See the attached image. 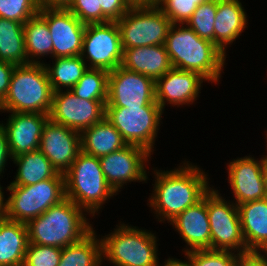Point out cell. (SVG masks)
Returning <instances> with one entry per match:
<instances>
[{
  "label": "cell",
  "instance_id": "6da1fadb",
  "mask_svg": "<svg viewBox=\"0 0 267 266\" xmlns=\"http://www.w3.org/2000/svg\"><path fill=\"white\" fill-rule=\"evenodd\" d=\"M150 170H153L154 184L147 205L160 224H169L177 215L200 201L213 186L205 169L186 158L174 169L165 171L153 167Z\"/></svg>",
  "mask_w": 267,
  "mask_h": 266
},
{
  "label": "cell",
  "instance_id": "7a4b0ae2",
  "mask_svg": "<svg viewBox=\"0 0 267 266\" xmlns=\"http://www.w3.org/2000/svg\"><path fill=\"white\" fill-rule=\"evenodd\" d=\"M173 68L199 73L211 85L219 84L227 55L214 43L200 38L186 24H172L165 41Z\"/></svg>",
  "mask_w": 267,
  "mask_h": 266
},
{
  "label": "cell",
  "instance_id": "3957f363",
  "mask_svg": "<svg viewBox=\"0 0 267 266\" xmlns=\"http://www.w3.org/2000/svg\"><path fill=\"white\" fill-rule=\"evenodd\" d=\"M89 217L93 219L84 209L65 198L26 223L29 243L58 248L77 243L95 229Z\"/></svg>",
  "mask_w": 267,
  "mask_h": 266
},
{
  "label": "cell",
  "instance_id": "277c9868",
  "mask_svg": "<svg viewBox=\"0 0 267 266\" xmlns=\"http://www.w3.org/2000/svg\"><path fill=\"white\" fill-rule=\"evenodd\" d=\"M118 223L112 232L99 235L103 265L107 262L113 266H161L156 231L121 220Z\"/></svg>",
  "mask_w": 267,
  "mask_h": 266
},
{
  "label": "cell",
  "instance_id": "5b68a950",
  "mask_svg": "<svg viewBox=\"0 0 267 266\" xmlns=\"http://www.w3.org/2000/svg\"><path fill=\"white\" fill-rule=\"evenodd\" d=\"M66 198L84 209L92 218L117 194L107 184L99 158L83 153L64 173Z\"/></svg>",
  "mask_w": 267,
  "mask_h": 266
},
{
  "label": "cell",
  "instance_id": "8992f818",
  "mask_svg": "<svg viewBox=\"0 0 267 266\" xmlns=\"http://www.w3.org/2000/svg\"><path fill=\"white\" fill-rule=\"evenodd\" d=\"M53 93L44 64L16 65L6 97L0 104V112L49 115Z\"/></svg>",
  "mask_w": 267,
  "mask_h": 266
},
{
  "label": "cell",
  "instance_id": "52a82bcc",
  "mask_svg": "<svg viewBox=\"0 0 267 266\" xmlns=\"http://www.w3.org/2000/svg\"><path fill=\"white\" fill-rule=\"evenodd\" d=\"M6 218L27 223L66 198L64 174L33 185H7Z\"/></svg>",
  "mask_w": 267,
  "mask_h": 266
},
{
  "label": "cell",
  "instance_id": "ba28073f",
  "mask_svg": "<svg viewBox=\"0 0 267 266\" xmlns=\"http://www.w3.org/2000/svg\"><path fill=\"white\" fill-rule=\"evenodd\" d=\"M163 114L160 107H106L105 118L127 144L143 147L153 155Z\"/></svg>",
  "mask_w": 267,
  "mask_h": 266
},
{
  "label": "cell",
  "instance_id": "9c48e42d",
  "mask_svg": "<svg viewBox=\"0 0 267 266\" xmlns=\"http://www.w3.org/2000/svg\"><path fill=\"white\" fill-rule=\"evenodd\" d=\"M206 193V208L211 231V250H228L236 253L247 252L242 234L238 206L226 199L218 187Z\"/></svg>",
  "mask_w": 267,
  "mask_h": 266
},
{
  "label": "cell",
  "instance_id": "30bf717a",
  "mask_svg": "<svg viewBox=\"0 0 267 266\" xmlns=\"http://www.w3.org/2000/svg\"><path fill=\"white\" fill-rule=\"evenodd\" d=\"M117 22L123 49L165 44L172 25L155 5L131 7Z\"/></svg>",
  "mask_w": 267,
  "mask_h": 266
},
{
  "label": "cell",
  "instance_id": "8fae6325",
  "mask_svg": "<svg viewBox=\"0 0 267 266\" xmlns=\"http://www.w3.org/2000/svg\"><path fill=\"white\" fill-rule=\"evenodd\" d=\"M151 155L143 147L127 144L120 150L100 157L107 184L119 195L128 183H147L150 180L148 170L151 168Z\"/></svg>",
  "mask_w": 267,
  "mask_h": 266
},
{
  "label": "cell",
  "instance_id": "7c38bea8",
  "mask_svg": "<svg viewBox=\"0 0 267 266\" xmlns=\"http://www.w3.org/2000/svg\"><path fill=\"white\" fill-rule=\"evenodd\" d=\"M80 56L88 68L111 72L120 66L123 48L117 22L86 24Z\"/></svg>",
  "mask_w": 267,
  "mask_h": 266
},
{
  "label": "cell",
  "instance_id": "4fadbf2b",
  "mask_svg": "<svg viewBox=\"0 0 267 266\" xmlns=\"http://www.w3.org/2000/svg\"><path fill=\"white\" fill-rule=\"evenodd\" d=\"M106 107H160L155 81L118 66L108 75Z\"/></svg>",
  "mask_w": 267,
  "mask_h": 266
},
{
  "label": "cell",
  "instance_id": "5bb4252c",
  "mask_svg": "<svg viewBox=\"0 0 267 266\" xmlns=\"http://www.w3.org/2000/svg\"><path fill=\"white\" fill-rule=\"evenodd\" d=\"M106 114V101L86 100L71 90L53 93L49 119L57 124L82 132L102 121Z\"/></svg>",
  "mask_w": 267,
  "mask_h": 266
},
{
  "label": "cell",
  "instance_id": "9a60e30c",
  "mask_svg": "<svg viewBox=\"0 0 267 266\" xmlns=\"http://www.w3.org/2000/svg\"><path fill=\"white\" fill-rule=\"evenodd\" d=\"M236 158L225 164L228 173L226 180L234 198L232 201L239 205L267 198L263 178L264 157L256 159L249 154Z\"/></svg>",
  "mask_w": 267,
  "mask_h": 266
},
{
  "label": "cell",
  "instance_id": "2e32d148",
  "mask_svg": "<svg viewBox=\"0 0 267 266\" xmlns=\"http://www.w3.org/2000/svg\"><path fill=\"white\" fill-rule=\"evenodd\" d=\"M52 36L53 58L81 55L86 24L67 8H40Z\"/></svg>",
  "mask_w": 267,
  "mask_h": 266
},
{
  "label": "cell",
  "instance_id": "e0dca14e",
  "mask_svg": "<svg viewBox=\"0 0 267 266\" xmlns=\"http://www.w3.org/2000/svg\"><path fill=\"white\" fill-rule=\"evenodd\" d=\"M208 81L199 73L171 68L156 82V102L162 111L166 106L183 107L193 105L199 99L203 83Z\"/></svg>",
  "mask_w": 267,
  "mask_h": 266
},
{
  "label": "cell",
  "instance_id": "ac0fdd59",
  "mask_svg": "<svg viewBox=\"0 0 267 266\" xmlns=\"http://www.w3.org/2000/svg\"><path fill=\"white\" fill-rule=\"evenodd\" d=\"M39 150L58 173L64 174L81 152V134L49 119L43 128Z\"/></svg>",
  "mask_w": 267,
  "mask_h": 266
},
{
  "label": "cell",
  "instance_id": "d6986e66",
  "mask_svg": "<svg viewBox=\"0 0 267 266\" xmlns=\"http://www.w3.org/2000/svg\"><path fill=\"white\" fill-rule=\"evenodd\" d=\"M8 114L6 123L2 120L0 126L5 131L11 157L39 150L40 138L49 115L19 112Z\"/></svg>",
  "mask_w": 267,
  "mask_h": 266
},
{
  "label": "cell",
  "instance_id": "ffe728a7",
  "mask_svg": "<svg viewBox=\"0 0 267 266\" xmlns=\"http://www.w3.org/2000/svg\"><path fill=\"white\" fill-rule=\"evenodd\" d=\"M185 242L182 254L194 250L211 249V231L206 208V194L169 222Z\"/></svg>",
  "mask_w": 267,
  "mask_h": 266
},
{
  "label": "cell",
  "instance_id": "44dd1931",
  "mask_svg": "<svg viewBox=\"0 0 267 266\" xmlns=\"http://www.w3.org/2000/svg\"><path fill=\"white\" fill-rule=\"evenodd\" d=\"M241 0H217L214 44L227 56V49L248 29V15Z\"/></svg>",
  "mask_w": 267,
  "mask_h": 266
},
{
  "label": "cell",
  "instance_id": "7402d4cb",
  "mask_svg": "<svg viewBox=\"0 0 267 266\" xmlns=\"http://www.w3.org/2000/svg\"><path fill=\"white\" fill-rule=\"evenodd\" d=\"M120 66L146 75L155 82L172 68L164 44L123 49V58Z\"/></svg>",
  "mask_w": 267,
  "mask_h": 266
},
{
  "label": "cell",
  "instance_id": "603a6c76",
  "mask_svg": "<svg viewBox=\"0 0 267 266\" xmlns=\"http://www.w3.org/2000/svg\"><path fill=\"white\" fill-rule=\"evenodd\" d=\"M237 206L248 251L263 250L267 246V198Z\"/></svg>",
  "mask_w": 267,
  "mask_h": 266
},
{
  "label": "cell",
  "instance_id": "cb8c5ba5",
  "mask_svg": "<svg viewBox=\"0 0 267 266\" xmlns=\"http://www.w3.org/2000/svg\"><path fill=\"white\" fill-rule=\"evenodd\" d=\"M28 244L26 223L0 220V266H23Z\"/></svg>",
  "mask_w": 267,
  "mask_h": 266
},
{
  "label": "cell",
  "instance_id": "d4e9b609",
  "mask_svg": "<svg viewBox=\"0 0 267 266\" xmlns=\"http://www.w3.org/2000/svg\"><path fill=\"white\" fill-rule=\"evenodd\" d=\"M80 134L81 151L97 158L127 145L118 130L106 118L84 129Z\"/></svg>",
  "mask_w": 267,
  "mask_h": 266
},
{
  "label": "cell",
  "instance_id": "484cf974",
  "mask_svg": "<svg viewBox=\"0 0 267 266\" xmlns=\"http://www.w3.org/2000/svg\"><path fill=\"white\" fill-rule=\"evenodd\" d=\"M67 9L82 23L118 21L129 9L125 0H72Z\"/></svg>",
  "mask_w": 267,
  "mask_h": 266
},
{
  "label": "cell",
  "instance_id": "4316f807",
  "mask_svg": "<svg viewBox=\"0 0 267 266\" xmlns=\"http://www.w3.org/2000/svg\"><path fill=\"white\" fill-rule=\"evenodd\" d=\"M12 161L15 167L17 166L16 175L7 185H33L54 178L58 174V171L40 150L21 154L12 158Z\"/></svg>",
  "mask_w": 267,
  "mask_h": 266
},
{
  "label": "cell",
  "instance_id": "83f0119b",
  "mask_svg": "<svg viewBox=\"0 0 267 266\" xmlns=\"http://www.w3.org/2000/svg\"><path fill=\"white\" fill-rule=\"evenodd\" d=\"M51 38L47 22L39 14L24 24L25 52L28 63L44 64L42 58H53Z\"/></svg>",
  "mask_w": 267,
  "mask_h": 266
},
{
  "label": "cell",
  "instance_id": "f1b7e54d",
  "mask_svg": "<svg viewBox=\"0 0 267 266\" xmlns=\"http://www.w3.org/2000/svg\"><path fill=\"white\" fill-rule=\"evenodd\" d=\"M51 60L52 63L44 62V66L54 92L70 90L88 69L80 55L52 58Z\"/></svg>",
  "mask_w": 267,
  "mask_h": 266
},
{
  "label": "cell",
  "instance_id": "f546056e",
  "mask_svg": "<svg viewBox=\"0 0 267 266\" xmlns=\"http://www.w3.org/2000/svg\"><path fill=\"white\" fill-rule=\"evenodd\" d=\"M58 266H103L101 240L96 229L79 242L62 248Z\"/></svg>",
  "mask_w": 267,
  "mask_h": 266
},
{
  "label": "cell",
  "instance_id": "4dcf8cb0",
  "mask_svg": "<svg viewBox=\"0 0 267 266\" xmlns=\"http://www.w3.org/2000/svg\"><path fill=\"white\" fill-rule=\"evenodd\" d=\"M0 60L15 65L28 64L25 52L24 24L0 18Z\"/></svg>",
  "mask_w": 267,
  "mask_h": 266
},
{
  "label": "cell",
  "instance_id": "1f68e13d",
  "mask_svg": "<svg viewBox=\"0 0 267 266\" xmlns=\"http://www.w3.org/2000/svg\"><path fill=\"white\" fill-rule=\"evenodd\" d=\"M108 75L106 70L88 68L70 90L82 99L107 101Z\"/></svg>",
  "mask_w": 267,
  "mask_h": 266
},
{
  "label": "cell",
  "instance_id": "d6a6232c",
  "mask_svg": "<svg viewBox=\"0 0 267 266\" xmlns=\"http://www.w3.org/2000/svg\"><path fill=\"white\" fill-rule=\"evenodd\" d=\"M217 12V0H208L199 4L185 23L200 38L214 43V23Z\"/></svg>",
  "mask_w": 267,
  "mask_h": 266
},
{
  "label": "cell",
  "instance_id": "836d02e7",
  "mask_svg": "<svg viewBox=\"0 0 267 266\" xmlns=\"http://www.w3.org/2000/svg\"><path fill=\"white\" fill-rule=\"evenodd\" d=\"M239 253L228 250H194L184 254L188 266H237Z\"/></svg>",
  "mask_w": 267,
  "mask_h": 266
},
{
  "label": "cell",
  "instance_id": "e575fe53",
  "mask_svg": "<svg viewBox=\"0 0 267 266\" xmlns=\"http://www.w3.org/2000/svg\"><path fill=\"white\" fill-rule=\"evenodd\" d=\"M38 0H0V18L25 24L39 13Z\"/></svg>",
  "mask_w": 267,
  "mask_h": 266
},
{
  "label": "cell",
  "instance_id": "d590c367",
  "mask_svg": "<svg viewBox=\"0 0 267 266\" xmlns=\"http://www.w3.org/2000/svg\"><path fill=\"white\" fill-rule=\"evenodd\" d=\"M208 0H158L157 7L172 24H185L197 6Z\"/></svg>",
  "mask_w": 267,
  "mask_h": 266
},
{
  "label": "cell",
  "instance_id": "8d00e7d4",
  "mask_svg": "<svg viewBox=\"0 0 267 266\" xmlns=\"http://www.w3.org/2000/svg\"><path fill=\"white\" fill-rule=\"evenodd\" d=\"M62 248L28 244L23 266H58Z\"/></svg>",
  "mask_w": 267,
  "mask_h": 266
},
{
  "label": "cell",
  "instance_id": "74e56055",
  "mask_svg": "<svg viewBox=\"0 0 267 266\" xmlns=\"http://www.w3.org/2000/svg\"><path fill=\"white\" fill-rule=\"evenodd\" d=\"M16 65L0 60V104L4 101Z\"/></svg>",
  "mask_w": 267,
  "mask_h": 266
},
{
  "label": "cell",
  "instance_id": "f35d334b",
  "mask_svg": "<svg viewBox=\"0 0 267 266\" xmlns=\"http://www.w3.org/2000/svg\"><path fill=\"white\" fill-rule=\"evenodd\" d=\"M237 266H267V258L261 251H247L239 254Z\"/></svg>",
  "mask_w": 267,
  "mask_h": 266
},
{
  "label": "cell",
  "instance_id": "ab89813d",
  "mask_svg": "<svg viewBox=\"0 0 267 266\" xmlns=\"http://www.w3.org/2000/svg\"><path fill=\"white\" fill-rule=\"evenodd\" d=\"M12 162L5 131L0 126V179L3 178L8 161ZM5 170V171H4Z\"/></svg>",
  "mask_w": 267,
  "mask_h": 266
},
{
  "label": "cell",
  "instance_id": "60d3db41",
  "mask_svg": "<svg viewBox=\"0 0 267 266\" xmlns=\"http://www.w3.org/2000/svg\"><path fill=\"white\" fill-rule=\"evenodd\" d=\"M72 0H38L40 8H67Z\"/></svg>",
  "mask_w": 267,
  "mask_h": 266
},
{
  "label": "cell",
  "instance_id": "b9f144b4",
  "mask_svg": "<svg viewBox=\"0 0 267 266\" xmlns=\"http://www.w3.org/2000/svg\"><path fill=\"white\" fill-rule=\"evenodd\" d=\"M129 7H148L155 6L158 0H125Z\"/></svg>",
  "mask_w": 267,
  "mask_h": 266
},
{
  "label": "cell",
  "instance_id": "7bdbcfd3",
  "mask_svg": "<svg viewBox=\"0 0 267 266\" xmlns=\"http://www.w3.org/2000/svg\"><path fill=\"white\" fill-rule=\"evenodd\" d=\"M1 181V180H0ZM0 182V219L6 218V196L4 195L7 192H4V189L6 191V187H3Z\"/></svg>",
  "mask_w": 267,
  "mask_h": 266
},
{
  "label": "cell",
  "instance_id": "ee69618b",
  "mask_svg": "<svg viewBox=\"0 0 267 266\" xmlns=\"http://www.w3.org/2000/svg\"><path fill=\"white\" fill-rule=\"evenodd\" d=\"M161 266H188V264L183 259H177L176 257H170L164 259Z\"/></svg>",
  "mask_w": 267,
  "mask_h": 266
},
{
  "label": "cell",
  "instance_id": "f6af8a7d",
  "mask_svg": "<svg viewBox=\"0 0 267 266\" xmlns=\"http://www.w3.org/2000/svg\"><path fill=\"white\" fill-rule=\"evenodd\" d=\"M263 178H264L265 191L267 194V157H264L263 161Z\"/></svg>",
  "mask_w": 267,
  "mask_h": 266
},
{
  "label": "cell",
  "instance_id": "bcb514c9",
  "mask_svg": "<svg viewBox=\"0 0 267 266\" xmlns=\"http://www.w3.org/2000/svg\"><path fill=\"white\" fill-rule=\"evenodd\" d=\"M264 133H266L265 134V142H266V147H267V129L264 131ZM265 151H267V148H266V150ZM263 157H267V152H266V155H262Z\"/></svg>",
  "mask_w": 267,
  "mask_h": 266
},
{
  "label": "cell",
  "instance_id": "7dc6e473",
  "mask_svg": "<svg viewBox=\"0 0 267 266\" xmlns=\"http://www.w3.org/2000/svg\"><path fill=\"white\" fill-rule=\"evenodd\" d=\"M261 252L266 256V258H267V246L263 249V250H261Z\"/></svg>",
  "mask_w": 267,
  "mask_h": 266
}]
</instances>
